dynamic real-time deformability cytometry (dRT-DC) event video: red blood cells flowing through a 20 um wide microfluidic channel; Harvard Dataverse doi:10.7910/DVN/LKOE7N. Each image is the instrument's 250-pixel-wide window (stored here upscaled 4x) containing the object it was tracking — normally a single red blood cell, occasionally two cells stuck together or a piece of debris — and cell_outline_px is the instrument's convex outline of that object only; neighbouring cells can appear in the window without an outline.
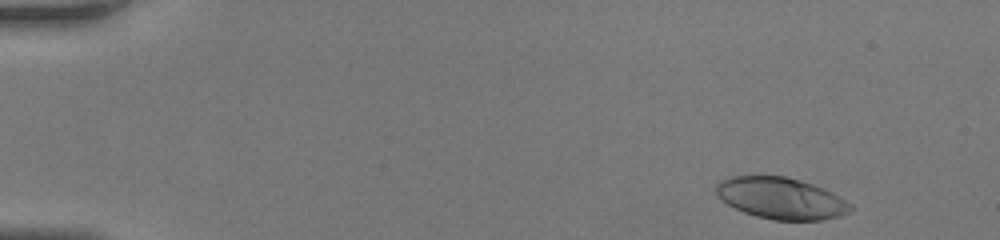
{"species": "human", "species_latin": "Homo sapiens", "temperature_condition": "room temperature", "stored_images_in_passage": 43, "camera_frame_rate_fps": 3000, "um_per_image_px": 0.085, "donor": {"sex": "female"}, "frame": {"image": 1, "passage_image": 2, "time_ms": 0.333, "image_size_px": [1000, 240], "cell_outline_px": [[856, 208], [840, 216], [820, 220], [772, 220], [756, 216], [744, 212], [720, 200], [716, 196], [716, 184], [720, 180], [732, 176], [784, 176], [800, 180], [824, 188], [840, 196], [852, 204]], "centroid_in_image_um": [66.4, 16.85], "position_along_channel_um": 18.6, "area_um2": 32.71}}
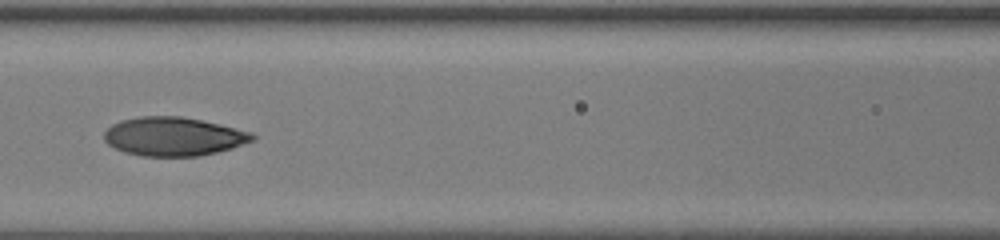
{"frame": {"image": 2, "passage_image": 19, "time_ms": 6.0, "image_size_px": [1000, 240], "cell_outline_px": [[256, 140], [232, 148], [200, 156], [140, 156], [124, 152], [108, 144], [104, 140], [104, 132], [112, 124], [120, 120], [140, 116], [180, 116], [220, 124], [252, 132], [256, 136]], "centroid_in_image_um": [14.76, 11.6], "position_along_channel_um": 151.8, "area_um2": 33.58}}
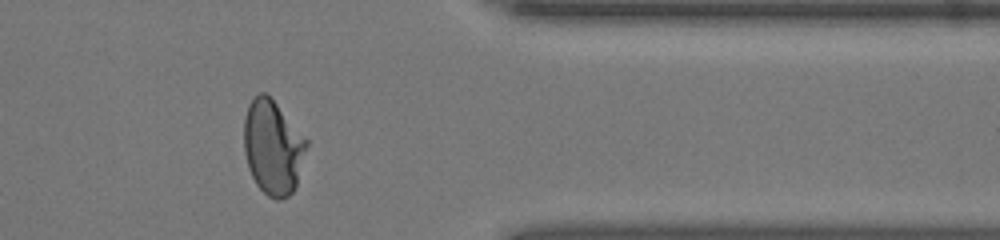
{"frame": {"image": 3, "passage_image": 35, "time_ms": 11.333, "image_size_px": [1000, 240], "cell_outline_px": [[308, 144], [296, 188], [288, 196], [280, 200], [276, 200], [268, 196], [256, 184], [248, 168], [244, 152], [244, 116], [248, 104], [260, 92], [264, 92], [276, 104], [308, 140]], "centroid_in_image_um": [23.19, 12.55], "position_along_channel_um": 388.2, "area_um2": 34.39}}